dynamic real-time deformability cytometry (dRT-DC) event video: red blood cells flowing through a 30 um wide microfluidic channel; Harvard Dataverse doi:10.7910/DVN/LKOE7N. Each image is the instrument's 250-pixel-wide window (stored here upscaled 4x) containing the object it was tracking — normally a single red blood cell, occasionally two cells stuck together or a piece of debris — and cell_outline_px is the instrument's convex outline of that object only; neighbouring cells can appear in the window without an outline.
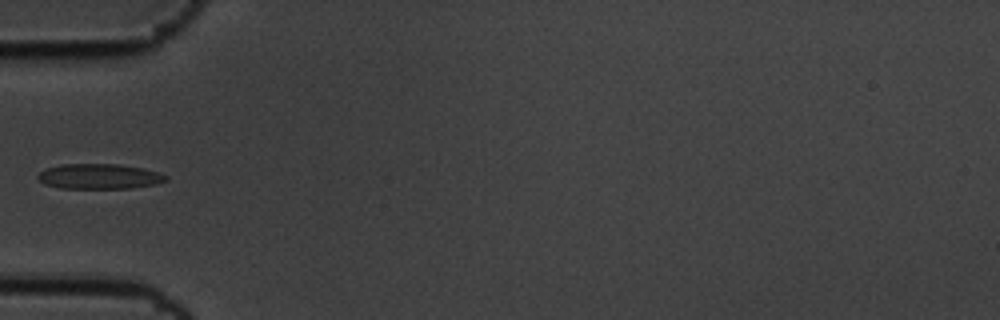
{"species": "common noctule bat (a hibernating species)", "species_latin": "Nyctalus noctula", "temperature_condition": "cold", "stored_images_in_passage": 9, "camera_frame_rate_fps": 3000, "um_per_image_px": 0.085, "animal": {"sex": "male", "body_mass_g": 19.5, "forearm_length_mm": 54.6}, "frame": {"image": 1, "passage_image": 6, "time_ms": 1.667, "image_size_px": [1000, 320], "cell_outline_px": [[168, 180], [152, 184], [132, 188], [60, 188], [44, 184], [36, 176], [44, 168], [60, 164], [120, 164], [144, 168], [168, 176]], "centroid_in_image_um": [8.4, 14.98], "position_along_channel_um": 76.6, "area_um2": 18.79}}
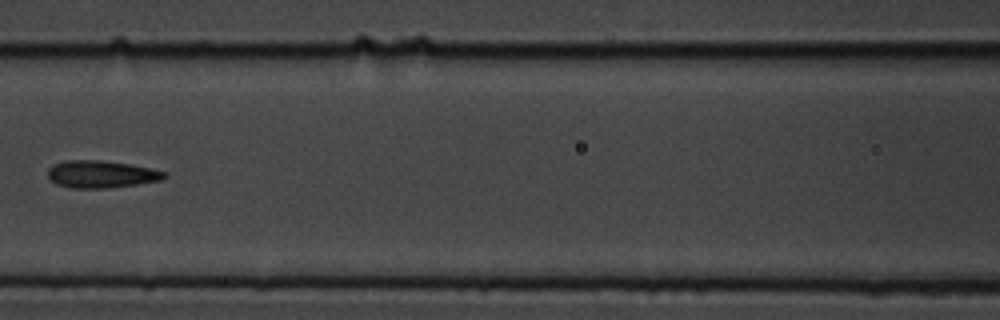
{"frame": {"image": 2, "passage_image": 8, "time_ms": 2.333, "image_size_px": [1000, 320], "cell_outline_px": [[168, 176], [160, 180], [136, 184], [108, 188], [72, 188], [56, 184], [48, 180], [48, 168], [52, 164], [64, 160], [100, 160], [128, 164], [148, 168], [164, 172]], "centroid_in_image_um": [8.52, 14.81], "position_along_channel_um": 158.1, "area_um2": 18.5}}
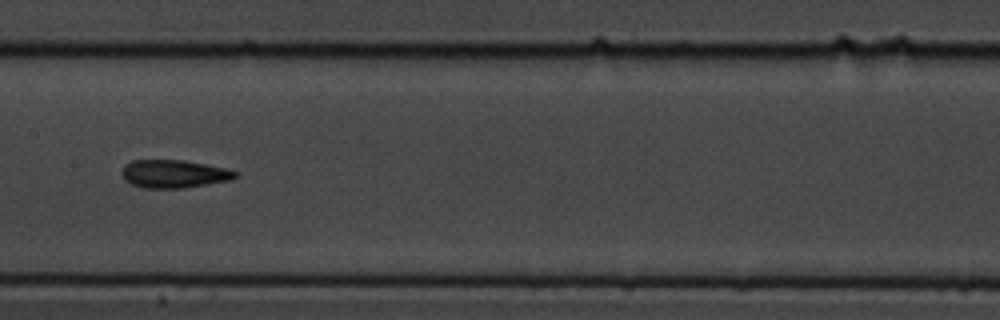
{"frame": {"image": 3, "passage_image": 9, "time_ms": 2.667, "image_size_px": [1000, 320], "cell_outline_px": [[240, 176], [232, 180], [184, 188], [144, 188], [132, 184], [124, 180], [120, 172], [124, 164], [132, 160], [184, 160], [228, 168], [240, 172]], "centroid_in_image_um": [14.82, 14.77], "position_along_channel_um": 192.6, "area_um2": 18.96}}